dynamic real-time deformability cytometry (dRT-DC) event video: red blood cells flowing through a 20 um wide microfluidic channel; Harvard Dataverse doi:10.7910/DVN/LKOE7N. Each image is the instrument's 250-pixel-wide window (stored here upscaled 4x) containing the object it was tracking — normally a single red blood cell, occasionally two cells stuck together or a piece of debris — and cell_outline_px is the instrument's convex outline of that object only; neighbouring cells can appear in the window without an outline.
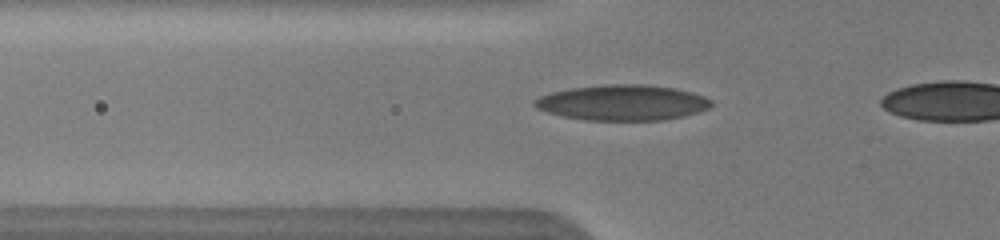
{"species": "human", "species_latin": "Homo sapiens", "temperature_condition": "warm", "stored_images_in_passage": 33, "camera_frame_rate_fps": 3000, "um_per_image_px": 0.085, "donor": {"sex": "male"}, "frame": {"image": 1, "passage_image": 6, "time_ms": 1.667, "image_size_px": [1000, 240], "cell_outline_px": [[712, 108], [700, 112], [684, 116], [664, 120], [584, 120], [564, 116], [548, 112], [536, 108], [532, 104], [532, 100], [540, 96], [552, 92], [572, 88], [604, 84], [644, 84], [676, 88], [692, 92], [704, 96], [712, 100]], "centroid_in_image_um": [52.95, 8.72], "position_along_channel_um": 72.8, "area_um2": 36.88}}
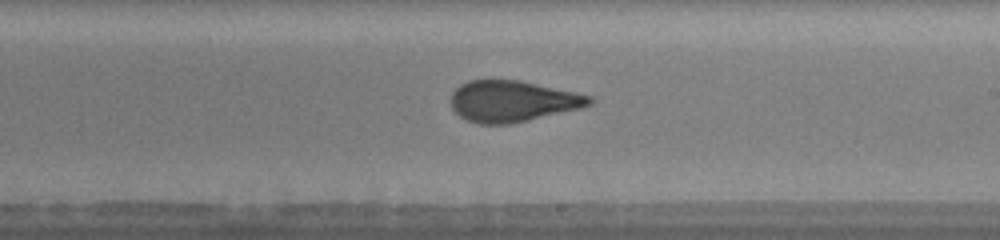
{"frame": {"image": 2, "passage_image": 19, "time_ms": 6.0, "image_size_px": [1000, 240], "cell_outline_px": [[592, 104], [580, 108], [528, 120], [508, 124], [480, 124], [468, 120], [460, 116], [452, 108], [452, 92], [460, 84], [468, 80], [520, 80], [576, 92], [592, 96]], "centroid_in_image_um": [43.56, 8.59], "position_along_channel_um": 245.4, "area_um2": 33.06}}